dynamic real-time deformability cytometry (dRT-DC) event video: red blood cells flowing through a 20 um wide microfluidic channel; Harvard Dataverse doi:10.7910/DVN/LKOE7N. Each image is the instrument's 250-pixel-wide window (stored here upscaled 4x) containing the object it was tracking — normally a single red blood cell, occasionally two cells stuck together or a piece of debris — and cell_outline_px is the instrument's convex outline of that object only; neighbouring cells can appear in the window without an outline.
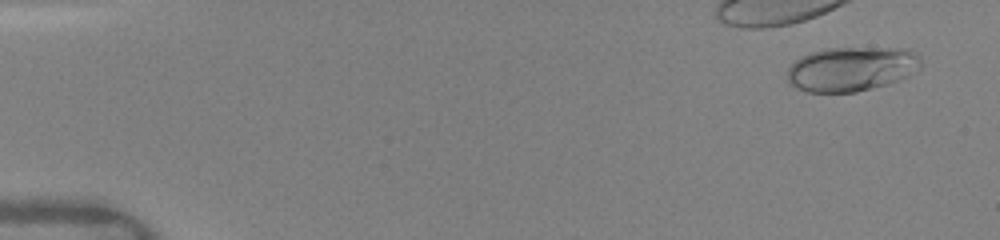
{"species": "human", "species_latin": "Homo sapiens", "temperature_condition": "warm", "stored_images_in_passage": 16, "camera_frame_rate_fps": 3000, "um_per_image_px": 0.085, "donor": {"sex": "female"}, "frame": {"image": 1, "passage_image": 3, "time_ms": 0.667, "image_size_px": [1000, 240], "cell_outline_px": [[920, 68], [916, 72], [908, 76], [888, 84], [856, 92], [808, 92], [796, 88], [788, 84], [788, 68], [800, 56], [824, 48], [912, 48], [920, 56]], "centroid_in_image_um": [72.4, 5.85], "position_along_channel_um": 12.6, "area_um2": 34.97}}